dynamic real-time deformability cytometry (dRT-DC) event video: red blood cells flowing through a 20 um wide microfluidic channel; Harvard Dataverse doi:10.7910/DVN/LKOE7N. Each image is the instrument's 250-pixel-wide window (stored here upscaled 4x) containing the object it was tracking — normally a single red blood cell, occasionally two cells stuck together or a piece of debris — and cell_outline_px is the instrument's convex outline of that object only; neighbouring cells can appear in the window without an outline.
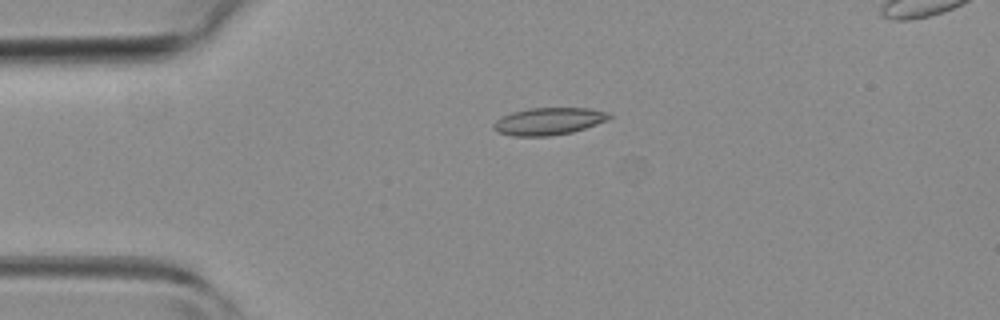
{"species": "common noctule bat (a hibernating species)", "species_latin": "Nyctalus noctula", "temperature_condition": "room temperature", "stored_images_in_passage": 3, "camera_frame_rate_fps": 3000, "um_per_image_px": 0.085, "animal": {"sex": "female", "body_mass_g": 19.3, "forearm_length_mm": 54.1}, "frame": {"image": 1, "passage_image": 1, "time_ms": 0.0, "image_size_px": [1000, 320], "cell_outline_px": [[612, 116], [608, 120], [572, 132], [548, 136], [512, 136], [496, 132], [492, 128], [492, 124], [496, 120], [512, 112], [528, 108], [592, 108], [612, 112]], "centroid_in_image_um": [46.65, 10.3], "position_along_channel_um": 38.4, "area_um2": 18.55}}